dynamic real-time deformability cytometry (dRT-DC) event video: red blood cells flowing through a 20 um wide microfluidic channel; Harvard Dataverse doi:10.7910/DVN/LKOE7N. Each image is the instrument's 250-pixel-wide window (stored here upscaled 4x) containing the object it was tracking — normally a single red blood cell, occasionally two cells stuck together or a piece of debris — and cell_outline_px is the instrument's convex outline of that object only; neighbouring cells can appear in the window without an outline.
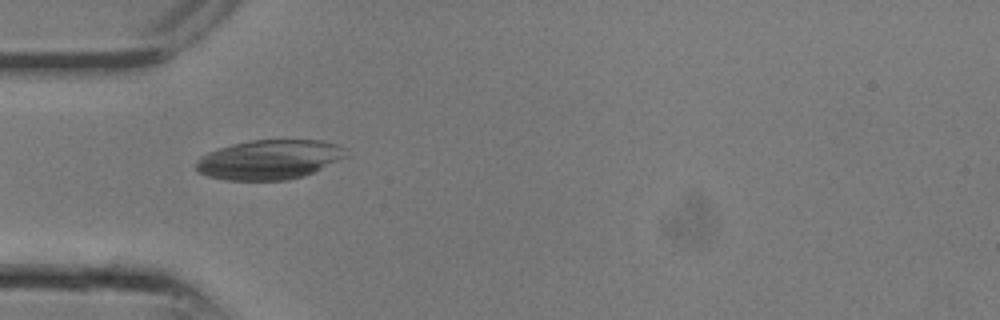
{"species": "common noctule bat (a hibernating species)", "species_latin": "Nyctalus noctula", "temperature_condition": "room temperature", "stored_images_in_passage": 24, "camera_frame_rate_fps": 3000, "um_per_image_px": 0.085, "animal": {"sex": "male", "body_mass_g": 13.3}, "frame": {"image": 1, "passage_image": 7, "time_ms": 2.0, "image_size_px": [1000, 320], "cell_outline_px": [[348, 156], [316, 172], [304, 176], [288, 180], [224, 180], [208, 176], [200, 172], [196, 168], [196, 160], [200, 156], [208, 152], [232, 144], [252, 140], [324, 140], [348, 148]], "centroid_in_image_um": [22.95, 13.57], "position_along_channel_um": 62.0, "area_um2": 34.91}}
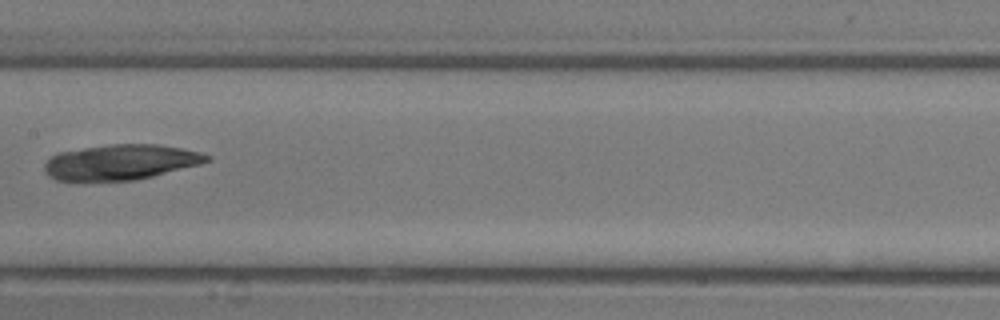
{"frame": {"image": 2, "passage_image": 12, "time_ms": 3.667, "image_size_px": [1000, 320], "cell_outline_px": [[212, 160], [200, 164], [136, 180], [56, 180], [48, 176], [44, 172], [44, 164], [52, 156], [60, 152], [84, 148], [112, 144], [156, 144], [180, 148], [200, 152], [212, 156]], "centroid_in_image_um": [10.28, 13.78], "position_along_channel_um": 197.1, "area_um2": 33.12}}
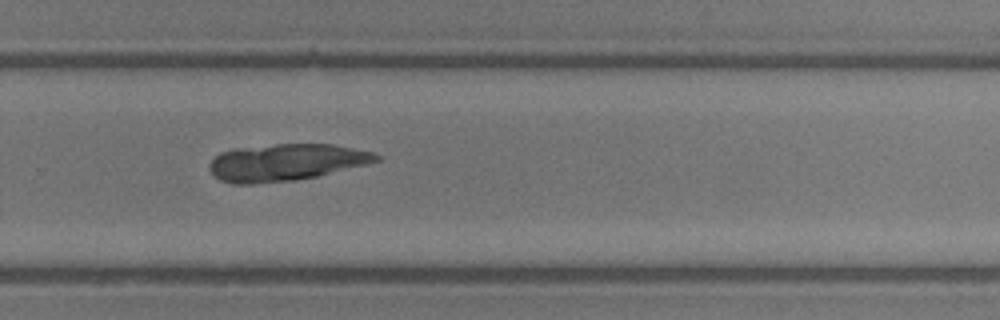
{"frame": {"image": 3, "passage_image": 16, "time_ms": 5.0, "image_size_px": [1000, 320], "cell_outline_px": [[380, 160], [368, 164], [316, 176], [296, 180], [252, 184], [232, 184], [220, 180], [208, 168], [208, 164], [220, 152], [236, 148], [276, 144], [332, 144], [372, 152], [380, 156]], "centroid_in_image_um": [24.28, 13.8], "position_along_channel_um": 305.5, "area_um2": 35.78}}